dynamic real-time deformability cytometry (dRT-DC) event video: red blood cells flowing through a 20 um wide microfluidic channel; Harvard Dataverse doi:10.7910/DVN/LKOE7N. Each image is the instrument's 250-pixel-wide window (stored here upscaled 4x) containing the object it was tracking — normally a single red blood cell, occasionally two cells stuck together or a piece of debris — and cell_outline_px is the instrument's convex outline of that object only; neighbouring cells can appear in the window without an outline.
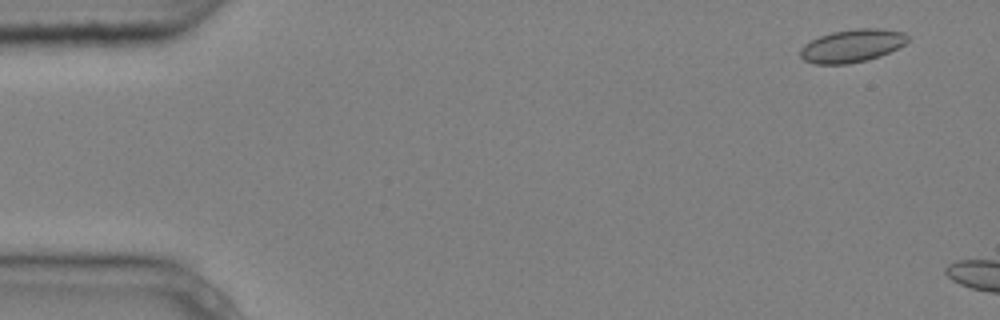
{"species": "common noctule bat (a hibernating species)", "species_latin": "Nyctalus noctula", "temperature_condition": "cold", "stored_images_in_passage": 2, "camera_frame_rate_fps": 3000, "um_per_image_px": 0.085, "animal": {"sex": "male", "body_mass_g": 20.4}, "frame": {"image": 1, "passage_image": 1, "time_ms": 0.0, "image_size_px": [1000, 320], "cell_outline_px": [[908, 40], [904, 44], [880, 56], [868, 60], [848, 64], [816, 64], [804, 60], [800, 56], [800, 48], [804, 44], [820, 36], [832, 32], [856, 28], [880, 28], [904, 32], [908, 36]], "centroid_in_image_um": [72.41, 3.89], "position_along_channel_um": 12.6, "area_um2": 20.58}}